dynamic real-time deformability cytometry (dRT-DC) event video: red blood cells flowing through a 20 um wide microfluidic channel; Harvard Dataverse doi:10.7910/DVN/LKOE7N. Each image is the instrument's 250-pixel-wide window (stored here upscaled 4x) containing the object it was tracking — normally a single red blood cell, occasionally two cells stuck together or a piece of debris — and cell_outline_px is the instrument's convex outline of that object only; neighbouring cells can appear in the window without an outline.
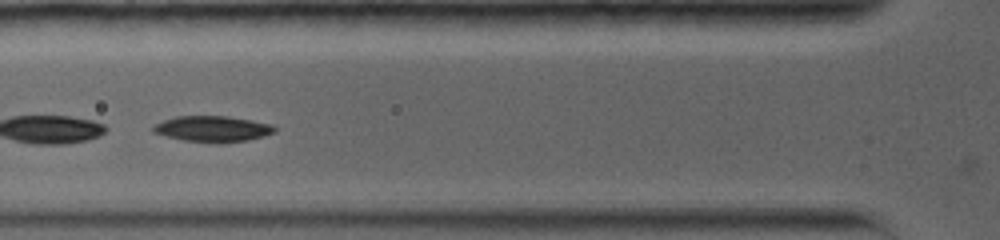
{"species": "common noctule bat (a hibernating species)", "species_latin": "Nyctalus noctula", "temperature_condition": "warm", "stored_images_in_passage": 29, "camera_frame_rate_fps": 5000, "um_per_image_px": 0.085, "animal": {"sex": "female", "body_mass_g": 19.0, "forearm_length_mm": 56.7}, "frame": {"image": 1, "passage_image": 5, "time_ms": 1.4, "image_size_px": [1000, 240], "cell_outline_px": [[276, 132], [264, 136], [248, 140], [216, 144], [184, 140], [152, 132], [152, 124], [176, 116], [228, 116], [252, 120], [272, 124], [276, 128]], "centroid_in_image_um": [18.08, 10.96], "position_along_channel_um": 107.7, "area_um2": 18.55}}